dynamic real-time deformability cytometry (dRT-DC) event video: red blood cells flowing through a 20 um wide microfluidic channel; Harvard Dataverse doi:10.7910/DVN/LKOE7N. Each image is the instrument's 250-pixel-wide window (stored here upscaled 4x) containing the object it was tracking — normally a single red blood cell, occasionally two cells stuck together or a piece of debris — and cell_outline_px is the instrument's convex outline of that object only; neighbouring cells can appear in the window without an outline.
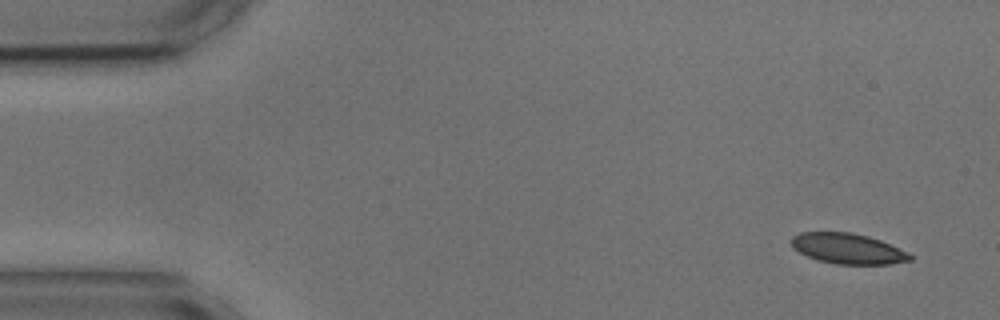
{"species": "common noctule bat (a hibernating species)", "species_latin": "Nyctalus noctula", "temperature_condition": "cold", "stored_images_in_passage": 4, "camera_frame_rate_fps": 3000, "um_per_image_px": 0.085, "animal": {"sex": "male", "body_mass_g": 17.9, "forearm_length_mm": 54.2}, "frame": {"image": 1, "passage_image": 1, "time_ms": 0.0, "image_size_px": [1000, 320], "cell_outline_px": [[912, 260], [888, 264], [836, 264], [816, 260], [792, 248], [788, 240], [792, 236], [800, 232], [852, 232], [868, 236], [880, 240], [912, 256]], "centroid_in_image_um": [71.96, 21.12], "position_along_channel_um": 13.0, "area_um2": 20.98}}
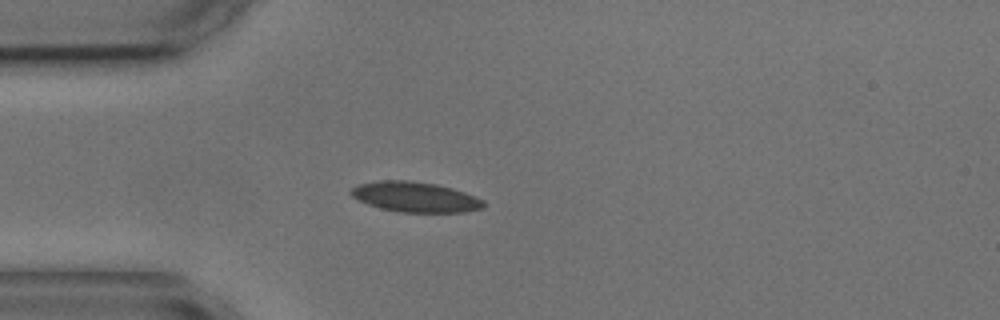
{"frame": {"image": 2, "passage_image": 4, "time_ms": 3.667, "image_size_px": [1000, 320], "cell_outline_px": [[488, 204], [484, 208], [464, 212], [400, 212], [380, 208], [368, 204], [352, 196], [348, 192], [352, 188], [360, 184], [380, 180], [408, 180], [436, 184], [452, 188], [476, 196], [484, 200]], "centroid_in_image_um": [35.34, 16.74], "position_along_channel_um": 49.7, "area_um2": 23.41}}